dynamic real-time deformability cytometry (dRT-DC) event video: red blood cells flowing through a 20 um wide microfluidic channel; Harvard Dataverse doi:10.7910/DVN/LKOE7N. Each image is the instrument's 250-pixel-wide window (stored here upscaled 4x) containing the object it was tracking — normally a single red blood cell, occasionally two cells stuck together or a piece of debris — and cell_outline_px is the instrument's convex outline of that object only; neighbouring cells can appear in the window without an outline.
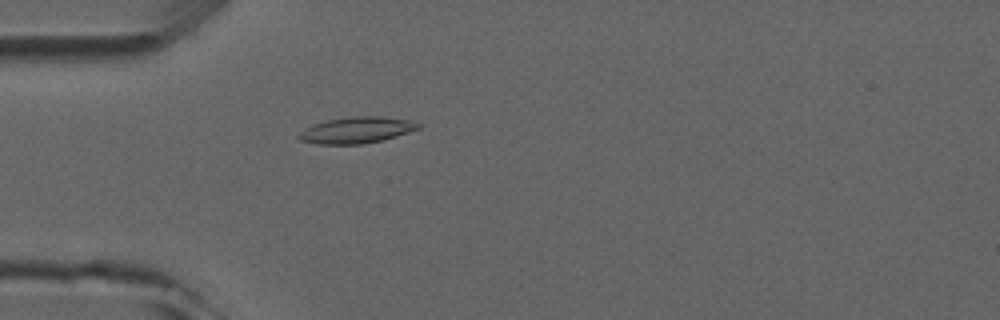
{"species": "common noctule bat (a hibernating species)", "species_latin": "Nyctalus noctula", "temperature_condition": "room temperature", "stored_images_in_passage": 4, "camera_frame_rate_fps": 3000, "um_per_image_px": 0.085, "animal": {"sex": "male", "forearm_length_mm": 52.5}, "frame": {"image": 1, "passage_image": 4, "time_ms": 3.667, "image_size_px": [1000, 320], "cell_outline_px": [[420, 128], [384, 140], [364, 144], [316, 144], [300, 140], [296, 136], [304, 128], [312, 124], [328, 120], [352, 116], [384, 116], [408, 120], [420, 124]], "centroid_in_image_um": [30.28, 11.06], "position_along_channel_um": 54.7, "area_um2": 18.38}}